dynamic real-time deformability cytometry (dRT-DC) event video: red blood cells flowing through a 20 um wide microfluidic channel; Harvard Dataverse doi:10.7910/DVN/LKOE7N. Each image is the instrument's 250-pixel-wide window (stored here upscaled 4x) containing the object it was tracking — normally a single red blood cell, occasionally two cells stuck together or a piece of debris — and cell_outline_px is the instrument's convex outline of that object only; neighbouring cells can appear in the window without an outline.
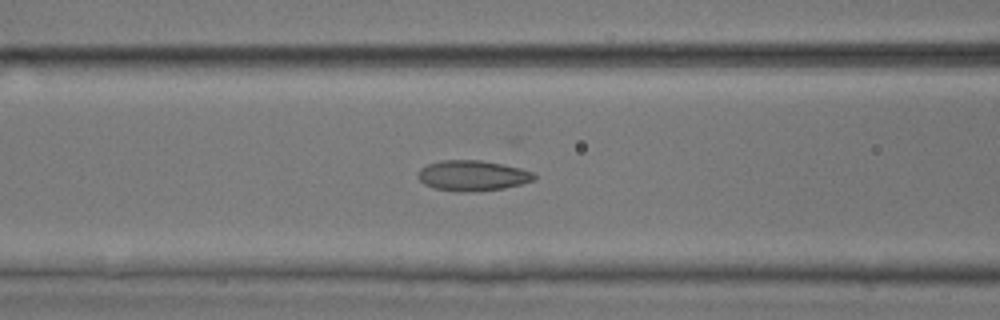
{"species": "common noctule bat (a hibernating species)", "species_latin": "Nyctalus noctula", "temperature_condition": "room temperature", "stored_images_in_passage": 53, "camera_frame_rate_fps": 3000, "um_per_image_px": 0.085, "animal": {"sex": "male", "body_mass_g": 17.9, "forearm_length_mm": 54.2}, "frame": {"image": 1, "passage_image": 22, "time_ms": 7.0, "image_size_px": [1000, 320], "cell_outline_px": [[536, 180], [504, 188], [464, 192], [452, 192], [436, 188], [424, 184], [416, 176], [420, 168], [428, 164], [440, 160], [480, 160], [520, 168], [532, 172], [536, 176]], "centroid_in_image_um": [40.13, 14.93], "position_along_channel_um": 126.5, "area_um2": 20.58}}
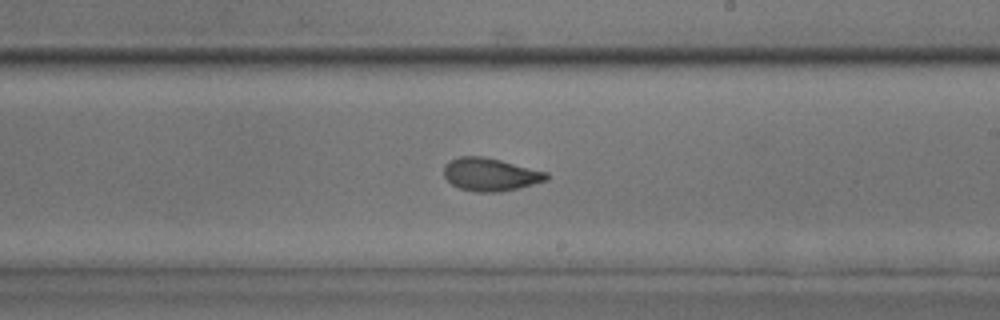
{"frame": {"image": 2, "passage_image": 31, "time_ms": 10.0, "image_size_px": [1000, 320], "cell_outline_px": [[548, 180], [520, 188], [500, 192], [476, 192], [460, 188], [452, 184], [444, 176], [444, 164], [448, 160], [460, 156], [484, 156], [548, 172]], "centroid_in_image_um": [41.68, 14.83], "position_along_channel_um": 247.3, "area_um2": 19.83}}
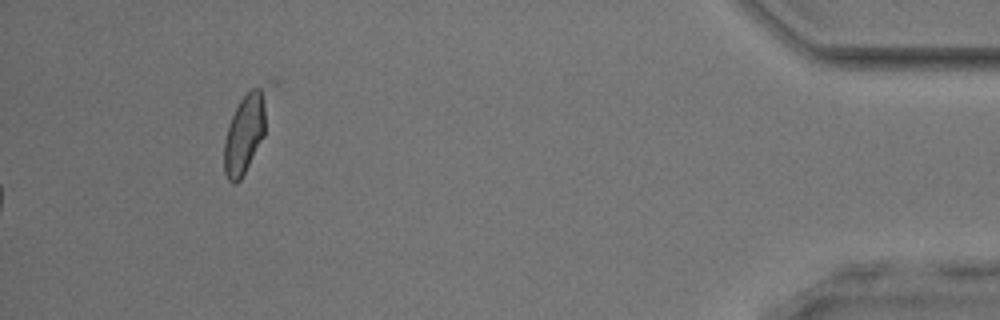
{"frame": {"image": 3, "passage_image": 53, "time_ms": 17.333, "image_size_px": [1000, 320], "cell_outline_px": [[280, 84], [264, 136], [240, 180], [236, 184], [232, 184], [228, 180], [224, 172], [224, 140], [228, 124], [240, 100], [252, 88], [272, 80], [280, 80]], "centroid_in_image_um": [21.08, 10.94], "position_along_channel_um": 414.1, "area_um2": 22.6}, "authors_computed_cell_mechanics": {"area_um2": 19.7098, "velocity_mm_per_s": 4.0492, "shape_relaxation_time_tau1_ms": 7.6456, "shape_relaxation_time_tau2_ms": 1.3583, "deformation_change_tau1": 0.1952, "deformation_change_tau2": 0.0606}}